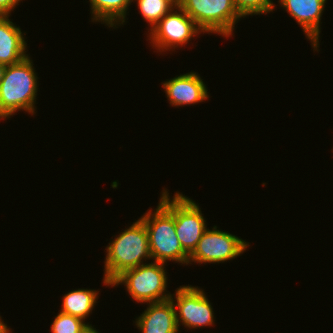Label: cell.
<instances>
[{
    "label": "cell",
    "mask_w": 333,
    "mask_h": 333,
    "mask_svg": "<svg viewBox=\"0 0 333 333\" xmlns=\"http://www.w3.org/2000/svg\"><path fill=\"white\" fill-rule=\"evenodd\" d=\"M92 22H103L109 28L124 25L127 10L133 0H89Z\"/></svg>",
    "instance_id": "obj_14"
},
{
    "label": "cell",
    "mask_w": 333,
    "mask_h": 333,
    "mask_svg": "<svg viewBox=\"0 0 333 333\" xmlns=\"http://www.w3.org/2000/svg\"><path fill=\"white\" fill-rule=\"evenodd\" d=\"M175 291V296L171 294L170 299L175 308L178 328L180 323L189 329L214 325L213 308L202 289L186 285Z\"/></svg>",
    "instance_id": "obj_9"
},
{
    "label": "cell",
    "mask_w": 333,
    "mask_h": 333,
    "mask_svg": "<svg viewBox=\"0 0 333 333\" xmlns=\"http://www.w3.org/2000/svg\"><path fill=\"white\" fill-rule=\"evenodd\" d=\"M203 31L228 38L242 18L233 0H182L180 6ZM237 21V22H236Z\"/></svg>",
    "instance_id": "obj_5"
},
{
    "label": "cell",
    "mask_w": 333,
    "mask_h": 333,
    "mask_svg": "<svg viewBox=\"0 0 333 333\" xmlns=\"http://www.w3.org/2000/svg\"><path fill=\"white\" fill-rule=\"evenodd\" d=\"M159 200L174 215L176 235L183 249L190 255L207 230L201 208L192 199L179 192L170 199L165 189Z\"/></svg>",
    "instance_id": "obj_6"
},
{
    "label": "cell",
    "mask_w": 333,
    "mask_h": 333,
    "mask_svg": "<svg viewBox=\"0 0 333 333\" xmlns=\"http://www.w3.org/2000/svg\"><path fill=\"white\" fill-rule=\"evenodd\" d=\"M140 219L148 233L151 260L164 264L172 260L188 265L189 254L176 235L174 215L160 201L154 213L151 208Z\"/></svg>",
    "instance_id": "obj_3"
},
{
    "label": "cell",
    "mask_w": 333,
    "mask_h": 333,
    "mask_svg": "<svg viewBox=\"0 0 333 333\" xmlns=\"http://www.w3.org/2000/svg\"><path fill=\"white\" fill-rule=\"evenodd\" d=\"M239 14L244 18L249 15H260L273 12L275 3L272 0H233Z\"/></svg>",
    "instance_id": "obj_18"
},
{
    "label": "cell",
    "mask_w": 333,
    "mask_h": 333,
    "mask_svg": "<svg viewBox=\"0 0 333 333\" xmlns=\"http://www.w3.org/2000/svg\"><path fill=\"white\" fill-rule=\"evenodd\" d=\"M164 263L153 261L128 269L119 275L111 287L125 285L133 300L139 303L161 302L170 299L167 293V272Z\"/></svg>",
    "instance_id": "obj_4"
},
{
    "label": "cell",
    "mask_w": 333,
    "mask_h": 333,
    "mask_svg": "<svg viewBox=\"0 0 333 333\" xmlns=\"http://www.w3.org/2000/svg\"><path fill=\"white\" fill-rule=\"evenodd\" d=\"M201 32L203 33L181 7H174L150 30L147 37L151 41L152 48L162 53L187 45L194 36Z\"/></svg>",
    "instance_id": "obj_7"
},
{
    "label": "cell",
    "mask_w": 333,
    "mask_h": 333,
    "mask_svg": "<svg viewBox=\"0 0 333 333\" xmlns=\"http://www.w3.org/2000/svg\"><path fill=\"white\" fill-rule=\"evenodd\" d=\"M1 319L2 318L0 316V333H6L10 328H8V325L4 323Z\"/></svg>",
    "instance_id": "obj_21"
},
{
    "label": "cell",
    "mask_w": 333,
    "mask_h": 333,
    "mask_svg": "<svg viewBox=\"0 0 333 333\" xmlns=\"http://www.w3.org/2000/svg\"><path fill=\"white\" fill-rule=\"evenodd\" d=\"M29 55L18 63L6 65L0 82V119L11 118L17 111L34 115L37 99V75Z\"/></svg>",
    "instance_id": "obj_2"
},
{
    "label": "cell",
    "mask_w": 333,
    "mask_h": 333,
    "mask_svg": "<svg viewBox=\"0 0 333 333\" xmlns=\"http://www.w3.org/2000/svg\"><path fill=\"white\" fill-rule=\"evenodd\" d=\"M80 333H99L91 324L86 323Z\"/></svg>",
    "instance_id": "obj_20"
},
{
    "label": "cell",
    "mask_w": 333,
    "mask_h": 333,
    "mask_svg": "<svg viewBox=\"0 0 333 333\" xmlns=\"http://www.w3.org/2000/svg\"><path fill=\"white\" fill-rule=\"evenodd\" d=\"M327 0H278L281 7L300 25L310 40L313 50L318 51L320 22Z\"/></svg>",
    "instance_id": "obj_10"
},
{
    "label": "cell",
    "mask_w": 333,
    "mask_h": 333,
    "mask_svg": "<svg viewBox=\"0 0 333 333\" xmlns=\"http://www.w3.org/2000/svg\"><path fill=\"white\" fill-rule=\"evenodd\" d=\"M169 3H171L175 8L177 7H180L181 6V3H182V0H167Z\"/></svg>",
    "instance_id": "obj_22"
},
{
    "label": "cell",
    "mask_w": 333,
    "mask_h": 333,
    "mask_svg": "<svg viewBox=\"0 0 333 333\" xmlns=\"http://www.w3.org/2000/svg\"><path fill=\"white\" fill-rule=\"evenodd\" d=\"M248 246L249 243L238 236L213 226L212 230L208 228L204 232L196 248L189 255L188 265L192 262L223 263L241 256Z\"/></svg>",
    "instance_id": "obj_8"
},
{
    "label": "cell",
    "mask_w": 333,
    "mask_h": 333,
    "mask_svg": "<svg viewBox=\"0 0 333 333\" xmlns=\"http://www.w3.org/2000/svg\"><path fill=\"white\" fill-rule=\"evenodd\" d=\"M86 322L76 316L59 312L51 323V333H80Z\"/></svg>",
    "instance_id": "obj_17"
},
{
    "label": "cell",
    "mask_w": 333,
    "mask_h": 333,
    "mask_svg": "<svg viewBox=\"0 0 333 333\" xmlns=\"http://www.w3.org/2000/svg\"><path fill=\"white\" fill-rule=\"evenodd\" d=\"M21 32L9 16H0V63L12 65L20 62L26 54L27 43Z\"/></svg>",
    "instance_id": "obj_13"
},
{
    "label": "cell",
    "mask_w": 333,
    "mask_h": 333,
    "mask_svg": "<svg viewBox=\"0 0 333 333\" xmlns=\"http://www.w3.org/2000/svg\"><path fill=\"white\" fill-rule=\"evenodd\" d=\"M5 68H6V65L0 63V82L3 78Z\"/></svg>",
    "instance_id": "obj_23"
},
{
    "label": "cell",
    "mask_w": 333,
    "mask_h": 333,
    "mask_svg": "<svg viewBox=\"0 0 333 333\" xmlns=\"http://www.w3.org/2000/svg\"><path fill=\"white\" fill-rule=\"evenodd\" d=\"M103 283H111L124 271L138 267L151 259L148 233L144 222L139 218L121 232L106 247Z\"/></svg>",
    "instance_id": "obj_1"
},
{
    "label": "cell",
    "mask_w": 333,
    "mask_h": 333,
    "mask_svg": "<svg viewBox=\"0 0 333 333\" xmlns=\"http://www.w3.org/2000/svg\"><path fill=\"white\" fill-rule=\"evenodd\" d=\"M99 293L91 289H76L63 296L60 312L85 321L97 303Z\"/></svg>",
    "instance_id": "obj_15"
},
{
    "label": "cell",
    "mask_w": 333,
    "mask_h": 333,
    "mask_svg": "<svg viewBox=\"0 0 333 333\" xmlns=\"http://www.w3.org/2000/svg\"><path fill=\"white\" fill-rule=\"evenodd\" d=\"M147 304V309L135 322L142 333H178L175 308L171 299Z\"/></svg>",
    "instance_id": "obj_12"
},
{
    "label": "cell",
    "mask_w": 333,
    "mask_h": 333,
    "mask_svg": "<svg viewBox=\"0 0 333 333\" xmlns=\"http://www.w3.org/2000/svg\"><path fill=\"white\" fill-rule=\"evenodd\" d=\"M20 1L22 0H0V16H10V12L14 11Z\"/></svg>",
    "instance_id": "obj_19"
},
{
    "label": "cell",
    "mask_w": 333,
    "mask_h": 333,
    "mask_svg": "<svg viewBox=\"0 0 333 333\" xmlns=\"http://www.w3.org/2000/svg\"><path fill=\"white\" fill-rule=\"evenodd\" d=\"M137 2L143 19L150 25L152 30L155 25L168 13L174 6L167 0H133Z\"/></svg>",
    "instance_id": "obj_16"
},
{
    "label": "cell",
    "mask_w": 333,
    "mask_h": 333,
    "mask_svg": "<svg viewBox=\"0 0 333 333\" xmlns=\"http://www.w3.org/2000/svg\"><path fill=\"white\" fill-rule=\"evenodd\" d=\"M172 107L194 105L209 98L208 88L196 72L177 75L162 85Z\"/></svg>",
    "instance_id": "obj_11"
}]
</instances>
